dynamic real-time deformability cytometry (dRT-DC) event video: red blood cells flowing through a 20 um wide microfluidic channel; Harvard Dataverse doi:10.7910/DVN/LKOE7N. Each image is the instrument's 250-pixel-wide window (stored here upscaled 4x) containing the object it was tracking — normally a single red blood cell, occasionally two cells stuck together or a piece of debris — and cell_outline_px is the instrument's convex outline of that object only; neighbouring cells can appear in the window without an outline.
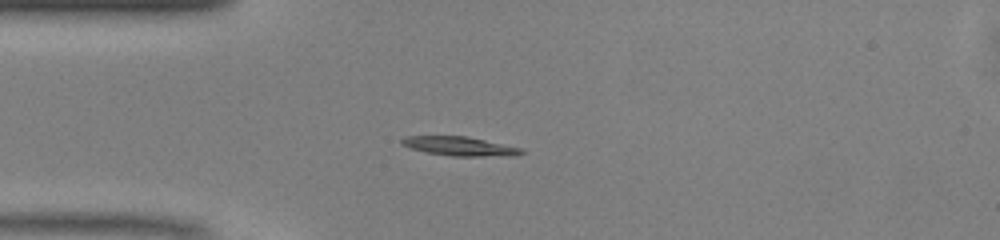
{"species": "common noctule bat (a hibernating species)", "species_latin": "Nyctalus noctula", "temperature_condition": "warm", "stored_images_in_passage": 38, "camera_frame_rate_fps": 3000, "um_per_image_px": 0.085, "animal": {"sex": "male", "body_mass_g": 13.0, "forearm_length_mm": 53.1}, "frame": {"image": 1, "passage_image": 1, "time_ms": 0.0, "image_size_px": [1000, 240], "cell_outline_px": [[524, 152], [516, 156], [452, 156], [424, 152], [400, 144], [400, 140], [404, 136], [468, 136], [520, 148]], "centroid_in_image_um": [39.04, 12.43], "position_along_channel_um": 46.0, "area_um2": 13.29}}
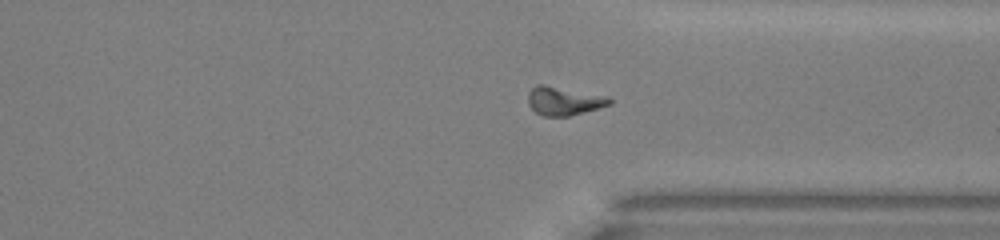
{"frame": {"image": 2, "passage_image": 25, "time_ms": 8.0, "image_size_px": [1000, 240], "cell_outline_px": [[612, 104], [568, 116], [544, 116], [536, 112], [528, 104], [528, 92], [536, 84], [544, 84], [608, 96], [612, 100]], "centroid_in_image_um": [47.92, 8.56], "position_along_channel_um": 363.5, "area_um2": 13.53}}
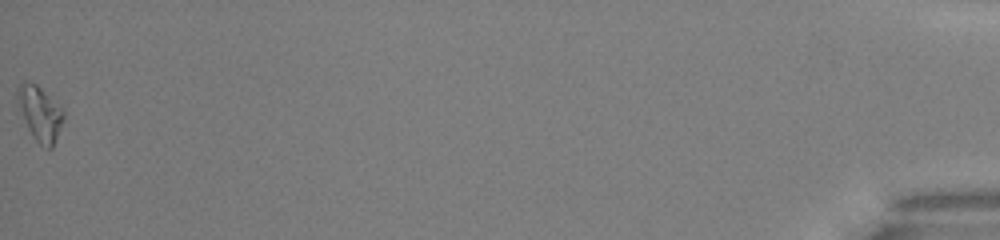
{"frame": {"image": 3, "passage_image": 38, "time_ms": 12.333, "image_size_px": [1000, 240], "cell_outline_px": [[64, 120], [52, 148], [48, 148], [40, 144], [32, 136], [28, 128], [16, 92], [16, 88], [20, 84], [36, 84], [64, 108]], "centroid_in_image_um": [3.46, 9.66], "position_along_channel_um": 431.7, "area_um2": 14.16}, "authors_computed_cell_mechanics": {"area_um2": 12.9472, "velocity_mm_per_s": 4.1298, "shape_relaxation_time_tau1_ms": 7.0787, "shape_relaxation_time_tau2_ms": null, "deformation_change_tau1": 0.2288, "deformation_change_tau2": null}}